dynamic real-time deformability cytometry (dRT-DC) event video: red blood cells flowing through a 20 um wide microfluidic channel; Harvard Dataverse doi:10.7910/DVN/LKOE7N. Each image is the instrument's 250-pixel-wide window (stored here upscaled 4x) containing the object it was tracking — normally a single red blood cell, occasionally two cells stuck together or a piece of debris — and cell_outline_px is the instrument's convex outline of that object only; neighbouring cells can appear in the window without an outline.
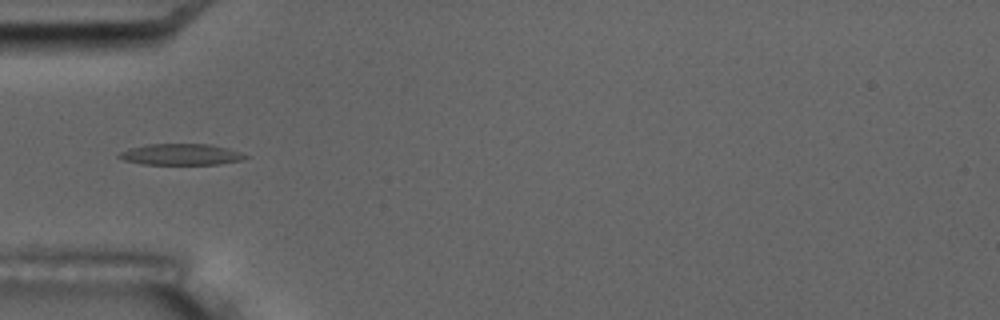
{"species": "common noctule bat (a hibernating species)", "species_latin": "Nyctalus noctula", "temperature_condition": "room temperature", "stored_images_in_passage": 5, "camera_frame_rate_fps": 3000, "um_per_image_px": 0.085, "animal": {"sex": "male", "body_mass_g": 17.5, "forearm_length_mm": 52.3}, "frame": {"image": 1, "passage_image": 3, "time_ms": 3.0, "image_size_px": [1000, 320], "cell_outline_px": [[248, 156], [240, 160], [220, 164], [144, 164], [124, 160], [116, 156], [120, 152], [128, 148], [148, 144], [208, 144], [228, 148], [240, 152]], "centroid_in_image_um": [15.35, 13.12], "position_along_channel_um": 69.7, "area_um2": 15.49}}